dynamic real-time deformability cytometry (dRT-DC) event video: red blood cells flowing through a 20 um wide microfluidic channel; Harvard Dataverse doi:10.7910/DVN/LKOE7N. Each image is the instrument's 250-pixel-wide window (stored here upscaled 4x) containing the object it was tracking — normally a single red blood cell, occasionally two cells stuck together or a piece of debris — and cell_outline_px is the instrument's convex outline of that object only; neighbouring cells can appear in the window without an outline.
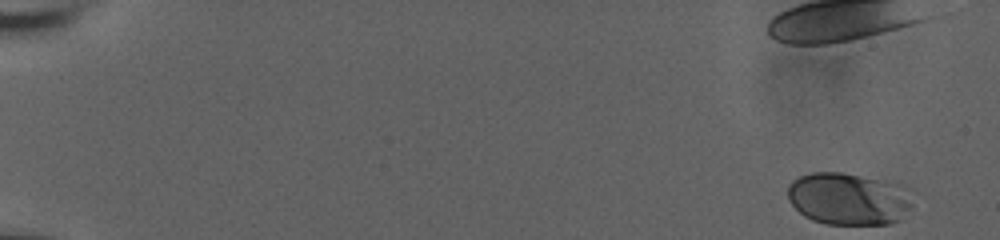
{"species": "human", "species_latin": "Homo sapiens", "temperature_condition": "room temperature", "stored_images_in_passage": 48, "camera_frame_rate_fps": 3000, "um_per_image_px": 0.085, "donor": {"sex": "male"}, "frame": {"image": 1, "passage_image": 1, "time_ms": 0.0, "image_size_px": [1000, 240], "cell_outline_px": [[912, 208], [900, 220], [888, 224], [828, 224], [812, 220], [804, 216], [792, 204], [788, 196], [788, 184], [792, 180], [800, 176], [812, 172], [840, 172], [876, 180], [904, 196], [912, 204]], "centroid_in_image_um": [71.94, 16.95], "position_along_channel_um": 13.1, "area_um2": 36.36}}